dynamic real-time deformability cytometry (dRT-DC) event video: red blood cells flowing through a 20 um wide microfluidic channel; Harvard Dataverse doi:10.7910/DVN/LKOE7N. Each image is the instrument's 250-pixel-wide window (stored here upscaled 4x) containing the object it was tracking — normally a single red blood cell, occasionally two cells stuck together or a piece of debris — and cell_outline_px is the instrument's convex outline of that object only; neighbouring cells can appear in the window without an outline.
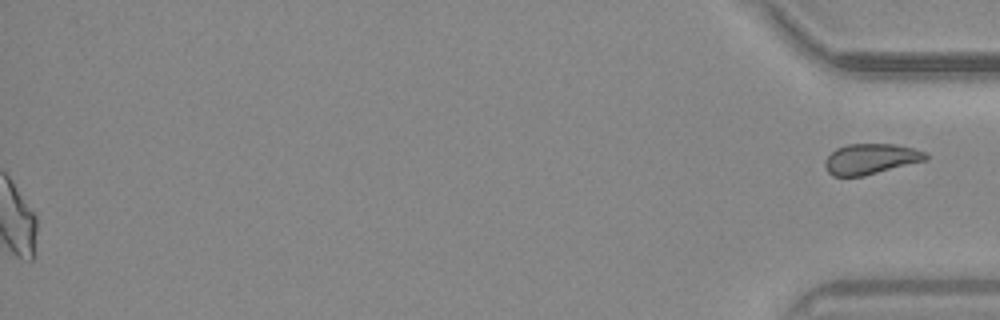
{"species": "common noctule bat (a hibernating species)", "species_latin": "Nyctalus noctula", "temperature_condition": "warm", "stored_images_in_passage": 56, "segment_of_instrument_passage": [2, 2], "camera_frame_rate_fps": 3000, "um_per_image_px": 0.085, "animal": {"sex": "male", "body_mass_g": 20.4}, "frame": {"image": 1, "passage_image": 56, "time_ms": 18.333, "image_size_px": [1000, 320], "cell_outline_px": [[928, 160], [864, 176], [832, 176], [828, 172], [824, 164], [824, 160], [836, 148], [848, 144], [892, 144], [912, 148], [928, 152]], "centroid_in_image_um": [74.03, 13.51], "position_along_channel_um": 361.2, "area_um2": 18.03}}